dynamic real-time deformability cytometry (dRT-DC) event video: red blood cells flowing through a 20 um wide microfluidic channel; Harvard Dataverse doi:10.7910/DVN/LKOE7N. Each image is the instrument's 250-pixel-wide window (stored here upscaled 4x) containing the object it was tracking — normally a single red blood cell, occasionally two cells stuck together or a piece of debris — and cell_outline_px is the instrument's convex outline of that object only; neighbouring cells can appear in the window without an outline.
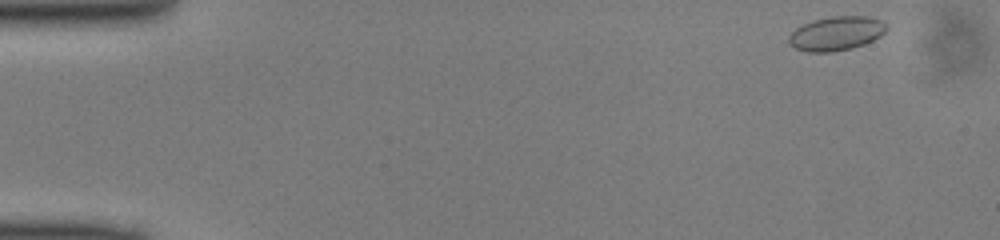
{"species": "common noctule bat (a hibernating species)", "species_latin": "Nyctalus noctula", "temperature_condition": "cold", "stored_images_in_passage": 47, "camera_frame_rate_fps": 3000, "um_per_image_px": 0.085, "animal": {"sex": "male", "body_mass_g": 13.0, "forearm_length_mm": 53.1}, "frame": {"image": 1, "passage_image": 1, "time_ms": 0.0, "image_size_px": [1000, 240], "cell_outline_px": [[888, 28], [880, 36], [864, 44], [852, 48], [832, 52], [808, 52], [796, 48], [788, 44], [788, 36], [796, 28], [812, 20], [832, 16], [868, 16], [880, 20], [888, 24]], "centroid_in_image_um": [71.08, 2.84], "position_along_channel_um": 13.9, "area_um2": 19.48}}
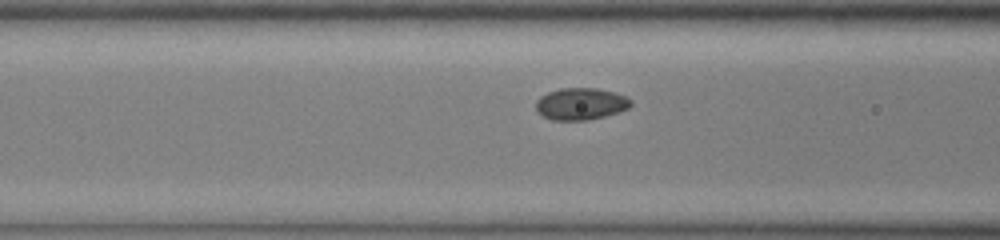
{"frame": {"image": 2, "passage_image": 17, "time_ms": 5.333, "image_size_px": [1000, 240], "cell_outline_px": [[632, 104], [628, 108], [604, 116], [588, 120], [552, 120], [536, 112], [536, 100], [540, 96], [548, 92], [560, 88], [596, 88], [612, 92], [624, 96], [632, 100]], "centroid_in_image_um": [49.32, 8.83], "position_along_channel_um": 117.3, "area_um2": 17.57}}
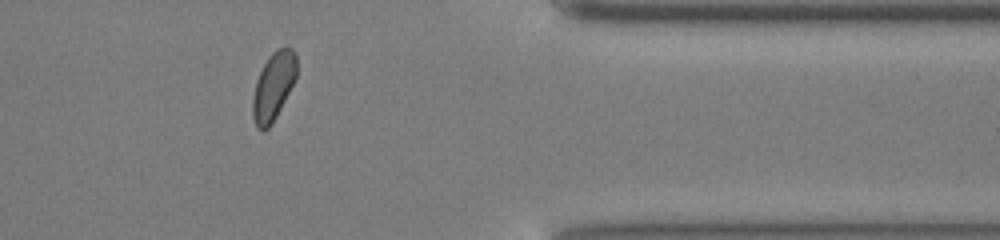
{"frame": {"image": 3, "passage_image": 38, "time_ms": 12.333, "image_size_px": [1000, 240], "cell_outline_px": [[296, 76], [272, 124], [264, 132], [260, 132], [256, 128], [252, 116], [252, 100], [256, 80], [268, 56], [276, 48], [288, 44], [292, 48], [296, 56]], "centroid_in_image_um": [23.21, 7.32], "position_along_channel_um": 388.2, "area_um2": 17.51}}